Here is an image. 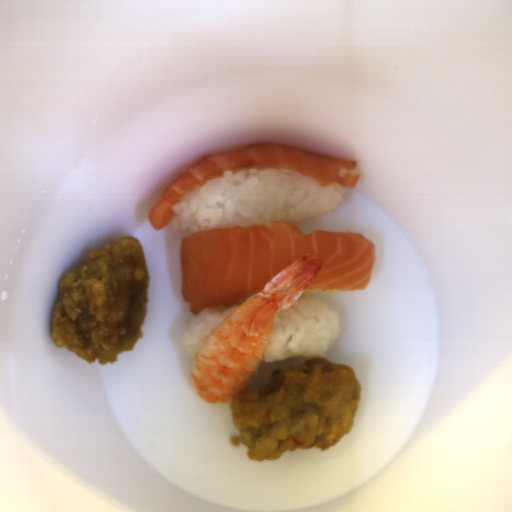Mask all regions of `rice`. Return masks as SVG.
Instances as JSON below:
<instances>
[{"label": "rice", "mask_w": 512, "mask_h": 512, "mask_svg": "<svg viewBox=\"0 0 512 512\" xmlns=\"http://www.w3.org/2000/svg\"><path fill=\"white\" fill-rule=\"evenodd\" d=\"M240 305L233 307H214L196 313L188 322L182 336L181 346L187 356L194 360L202 339L211 333Z\"/></svg>", "instance_id": "obj_3"}, {"label": "rice", "mask_w": 512, "mask_h": 512, "mask_svg": "<svg viewBox=\"0 0 512 512\" xmlns=\"http://www.w3.org/2000/svg\"><path fill=\"white\" fill-rule=\"evenodd\" d=\"M346 186H320L288 168L225 171L181 196L172 210L177 231L266 226L317 218L337 208Z\"/></svg>", "instance_id": "obj_1"}, {"label": "rice", "mask_w": 512, "mask_h": 512, "mask_svg": "<svg viewBox=\"0 0 512 512\" xmlns=\"http://www.w3.org/2000/svg\"><path fill=\"white\" fill-rule=\"evenodd\" d=\"M339 327L333 310L317 299L300 295L294 304L275 312L260 364L322 356L334 343Z\"/></svg>", "instance_id": "obj_2"}]
</instances>
